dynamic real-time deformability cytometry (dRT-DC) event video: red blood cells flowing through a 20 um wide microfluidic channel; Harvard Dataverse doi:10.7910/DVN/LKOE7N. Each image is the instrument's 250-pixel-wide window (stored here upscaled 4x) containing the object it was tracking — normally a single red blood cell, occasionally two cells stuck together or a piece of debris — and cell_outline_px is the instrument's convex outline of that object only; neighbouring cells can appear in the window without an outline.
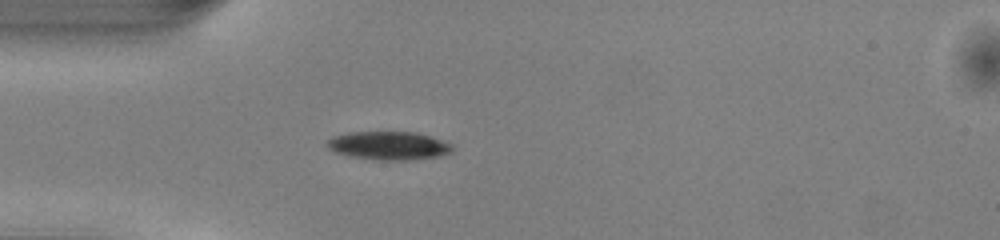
{"species": "common noctule bat (a hibernating species)", "species_latin": "Nyctalus noctula", "temperature_condition": "warm", "stored_images_in_passage": 47, "camera_frame_rate_fps": 3000, "um_per_image_px": 0.085, "animal": {"sex": "male", "body_mass_g": 13.0, "forearm_length_mm": 53.1}, "frame": {"image": 1, "passage_image": 11, "time_ms": 3.333, "image_size_px": [1000, 240], "cell_outline_px": [[452, 152], [440, 156], [408, 160], [380, 160], [348, 156], [336, 152], [328, 148], [328, 140], [332, 136], [348, 132], [416, 132], [452, 144]], "centroid_in_image_um": [33.03, 12.38], "position_along_channel_um": 52.0, "area_um2": 20.58}}
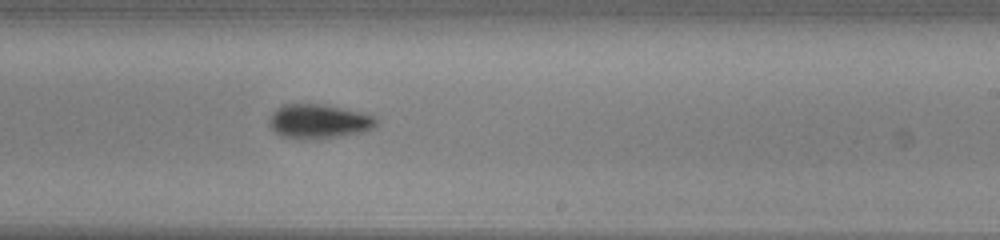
{"frame": {"image": 2, "passage_image": 27, "time_ms": 8.667, "image_size_px": [1000, 240], "cell_outline_px": [[380, 120], [376, 128], [364, 132], [324, 140], [300, 140], [280, 136], [268, 124], [268, 120], [272, 112], [276, 108], [284, 104], [324, 104], [360, 112], [376, 116]], "centroid_in_image_um": [27.13, 10.35], "position_along_channel_um": 261.9, "area_um2": 22.25}}
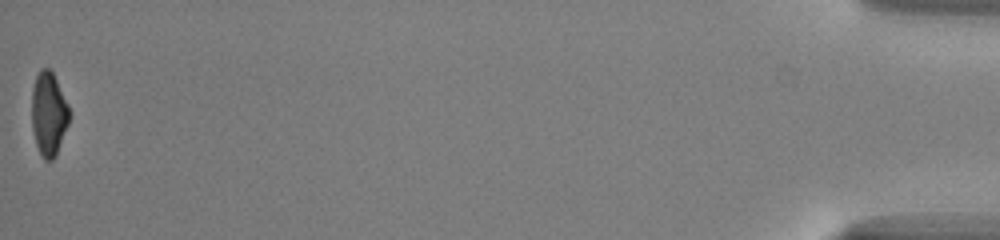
{"frame": {"image": 3, "passage_image": 47, "time_ms": 15.333, "image_size_px": [1000, 240], "cell_outline_px": [[72, 112], [68, 124], [56, 156], [52, 160], [44, 160], [36, 144], [32, 128], [32, 88], [36, 76], [40, 68], [48, 68], [52, 72]], "centroid_in_image_um": [4.15, 9.68], "position_along_channel_um": 431.1, "area_um2": 18.38}, "authors_computed_cell_mechanics": {"area_um2": 19.9988, "velocity_mm_per_s": 4.108, "shape_relaxation_time_tau1_ms": 1.842, "shape_relaxation_time_tau2_ms": null, "deformation_change_tau1": 0.1243, "deformation_change_tau2": null}}